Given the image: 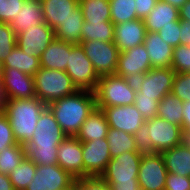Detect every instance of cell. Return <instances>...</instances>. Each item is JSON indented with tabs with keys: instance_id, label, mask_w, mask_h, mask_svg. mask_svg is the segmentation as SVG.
<instances>
[{
	"instance_id": "74e56055",
	"label": "cell",
	"mask_w": 190,
	"mask_h": 190,
	"mask_svg": "<svg viewBox=\"0 0 190 190\" xmlns=\"http://www.w3.org/2000/svg\"><path fill=\"white\" fill-rule=\"evenodd\" d=\"M16 35L9 23L0 22V61L2 62L16 45Z\"/></svg>"
},
{
	"instance_id": "3957f363",
	"label": "cell",
	"mask_w": 190,
	"mask_h": 190,
	"mask_svg": "<svg viewBox=\"0 0 190 190\" xmlns=\"http://www.w3.org/2000/svg\"><path fill=\"white\" fill-rule=\"evenodd\" d=\"M47 105L39 98L9 99L4 114L8 117L18 144L25 146L32 139L40 114Z\"/></svg>"
},
{
	"instance_id": "30bf717a",
	"label": "cell",
	"mask_w": 190,
	"mask_h": 190,
	"mask_svg": "<svg viewBox=\"0 0 190 190\" xmlns=\"http://www.w3.org/2000/svg\"><path fill=\"white\" fill-rule=\"evenodd\" d=\"M175 71L171 67L151 68L135 82L142 96L155 97L158 101L171 93Z\"/></svg>"
},
{
	"instance_id": "5bb4252c",
	"label": "cell",
	"mask_w": 190,
	"mask_h": 190,
	"mask_svg": "<svg viewBox=\"0 0 190 190\" xmlns=\"http://www.w3.org/2000/svg\"><path fill=\"white\" fill-rule=\"evenodd\" d=\"M145 121L149 125L148 131L152 140V153H162L182 143L183 132L181 126L159 117Z\"/></svg>"
},
{
	"instance_id": "603a6c76",
	"label": "cell",
	"mask_w": 190,
	"mask_h": 190,
	"mask_svg": "<svg viewBox=\"0 0 190 190\" xmlns=\"http://www.w3.org/2000/svg\"><path fill=\"white\" fill-rule=\"evenodd\" d=\"M44 22L55 29L60 22L72 16L79 0H41Z\"/></svg>"
},
{
	"instance_id": "ab89813d",
	"label": "cell",
	"mask_w": 190,
	"mask_h": 190,
	"mask_svg": "<svg viewBox=\"0 0 190 190\" xmlns=\"http://www.w3.org/2000/svg\"><path fill=\"white\" fill-rule=\"evenodd\" d=\"M26 0H0V22L9 23L15 19Z\"/></svg>"
},
{
	"instance_id": "9a60e30c",
	"label": "cell",
	"mask_w": 190,
	"mask_h": 190,
	"mask_svg": "<svg viewBox=\"0 0 190 190\" xmlns=\"http://www.w3.org/2000/svg\"><path fill=\"white\" fill-rule=\"evenodd\" d=\"M16 37V44L23 52L40 58L42 52L55 39V32L44 22L37 26L32 25Z\"/></svg>"
},
{
	"instance_id": "4316f807",
	"label": "cell",
	"mask_w": 190,
	"mask_h": 190,
	"mask_svg": "<svg viewBox=\"0 0 190 190\" xmlns=\"http://www.w3.org/2000/svg\"><path fill=\"white\" fill-rule=\"evenodd\" d=\"M83 22L84 17L80 5H78L73 9L72 16L63 22H60L54 29L55 38L70 44L80 45Z\"/></svg>"
},
{
	"instance_id": "816d5d0a",
	"label": "cell",
	"mask_w": 190,
	"mask_h": 190,
	"mask_svg": "<svg viewBox=\"0 0 190 190\" xmlns=\"http://www.w3.org/2000/svg\"><path fill=\"white\" fill-rule=\"evenodd\" d=\"M0 190H14L9 176L2 173H0Z\"/></svg>"
},
{
	"instance_id": "ba28073f",
	"label": "cell",
	"mask_w": 190,
	"mask_h": 190,
	"mask_svg": "<svg viewBox=\"0 0 190 190\" xmlns=\"http://www.w3.org/2000/svg\"><path fill=\"white\" fill-rule=\"evenodd\" d=\"M65 72L78 90L94 91L99 76L81 45H75L69 53Z\"/></svg>"
},
{
	"instance_id": "6da1fadb",
	"label": "cell",
	"mask_w": 190,
	"mask_h": 190,
	"mask_svg": "<svg viewBox=\"0 0 190 190\" xmlns=\"http://www.w3.org/2000/svg\"><path fill=\"white\" fill-rule=\"evenodd\" d=\"M32 139L25 147V156L36 165L57 164V149L66 135L51 110L40 114Z\"/></svg>"
},
{
	"instance_id": "5b68a950",
	"label": "cell",
	"mask_w": 190,
	"mask_h": 190,
	"mask_svg": "<svg viewBox=\"0 0 190 190\" xmlns=\"http://www.w3.org/2000/svg\"><path fill=\"white\" fill-rule=\"evenodd\" d=\"M33 77L36 97L46 105L78 91L71 77L62 70L41 67Z\"/></svg>"
},
{
	"instance_id": "cb8c5ba5",
	"label": "cell",
	"mask_w": 190,
	"mask_h": 190,
	"mask_svg": "<svg viewBox=\"0 0 190 190\" xmlns=\"http://www.w3.org/2000/svg\"><path fill=\"white\" fill-rule=\"evenodd\" d=\"M178 20H180L179 9L158 0L150 14L144 19V24L148 32H158L162 27L173 25Z\"/></svg>"
},
{
	"instance_id": "f1b7e54d",
	"label": "cell",
	"mask_w": 190,
	"mask_h": 190,
	"mask_svg": "<svg viewBox=\"0 0 190 190\" xmlns=\"http://www.w3.org/2000/svg\"><path fill=\"white\" fill-rule=\"evenodd\" d=\"M157 117L182 127L183 102L173 93L166 94L159 101Z\"/></svg>"
},
{
	"instance_id": "8d00e7d4",
	"label": "cell",
	"mask_w": 190,
	"mask_h": 190,
	"mask_svg": "<svg viewBox=\"0 0 190 190\" xmlns=\"http://www.w3.org/2000/svg\"><path fill=\"white\" fill-rule=\"evenodd\" d=\"M134 105L145 120L157 117L159 101L155 97L142 96L136 91Z\"/></svg>"
},
{
	"instance_id": "4fadbf2b",
	"label": "cell",
	"mask_w": 190,
	"mask_h": 190,
	"mask_svg": "<svg viewBox=\"0 0 190 190\" xmlns=\"http://www.w3.org/2000/svg\"><path fill=\"white\" fill-rule=\"evenodd\" d=\"M83 177H100L111 160L107 138L82 142Z\"/></svg>"
},
{
	"instance_id": "ffe728a7",
	"label": "cell",
	"mask_w": 190,
	"mask_h": 190,
	"mask_svg": "<svg viewBox=\"0 0 190 190\" xmlns=\"http://www.w3.org/2000/svg\"><path fill=\"white\" fill-rule=\"evenodd\" d=\"M152 68L171 67L174 48L165 42L158 32H148L144 40Z\"/></svg>"
},
{
	"instance_id": "d590c367",
	"label": "cell",
	"mask_w": 190,
	"mask_h": 190,
	"mask_svg": "<svg viewBox=\"0 0 190 190\" xmlns=\"http://www.w3.org/2000/svg\"><path fill=\"white\" fill-rule=\"evenodd\" d=\"M171 68L176 73L190 72V46L179 44L174 48Z\"/></svg>"
},
{
	"instance_id": "1f68e13d",
	"label": "cell",
	"mask_w": 190,
	"mask_h": 190,
	"mask_svg": "<svg viewBox=\"0 0 190 190\" xmlns=\"http://www.w3.org/2000/svg\"><path fill=\"white\" fill-rule=\"evenodd\" d=\"M107 141L111 158L127 151H137L134 135L109 127Z\"/></svg>"
},
{
	"instance_id": "8992f818",
	"label": "cell",
	"mask_w": 190,
	"mask_h": 190,
	"mask_svg": "<svg viewBox=\"0 0 190 190\" xmlns=\"http://www.w3.org/2000/svg\"><path fill=\"white\" fill-rule=\"evenodd\" d=\"M142 155L138 151H127L111 158L100 178L106 183H139Z\"/></svg>"
},
{
	"instance_id": "44dd1931",
	"label": "cell",
	"mask_w": 190,
	"mask_h": 190,
	"mask_svg": "<svg viewBox=\"0 0 190 190\" xmlns=\"http://www.w3.org/2000/svg\"><path fill=\"white\" fill-rule=\"evenodd\" d=\"M44 23L41 0H26L18 15L10 22V27L15 35L24 32L26 29Z\"/></svg>"
},
{
	"instance_id": "b9f144b4",
	"label": "cell",
	"mask_w": 190,
	"mask_h": 190,
	"mask_svg": "<svg viewBox=\"0 0 190 190\" xmlns=\"http://www.w3.org/2000/svg\"><path fill=\"white\" fill-rule=\"evenodd\" d=\"M17 144L8 117L4 113H0V151Z\"/></svg>"
},
{
	"instance_id": "7a4b0ae2",
	"label": "cell",
	"mask_w": 190,
	"mask_h": 190,
	"mask_svg": "<svg viewBox=\"0 0 190 190\" xmlns=\"http://www.w3.org/2000/svg\"><path fill=\"white\" fill-rule=\"evenodd\" d=\"M47 107L53 113L64 134L75 137L82 123L96 108L95 95L93 91L78 90L72 95L49 103Z\"/></svg>"
},
{
	"instance_id": "d6a6232c",
	"label": "cell",
	"mask_w": 190,
	"mask_h": 190,
	"mask_svg": "<svg viewBox=\"0 0 190 190\" xmlns=\"http://www.w3.org/2000/svg\"><path fill=\"white\" fill-rule=\"evenodd\" d=\"M36 169L37 165L25 157L8 175L14 190H25L35 176Z\"/></svg>"
},
{
	"instance_id": "11a10c76",
	"label": "cell",
	"mask_w": 190,
	"mask_h": 190,
	"mask_svg": "<svg viewBox=\"0 0 190 190\" xmlns=\"http://www.w3.org/2000/svg\"><path fill=\"white\" fill-rule=\"evenodd\" d=\"M182 143L190 148V132H183L182 134Z\"/></svg>"
},
{
	"instance_id": "60d3db41",
	"label": "cell",
	"mask_w": 190,
	"mask_h": 190,
	"mask_svg": "<svg viewBox=\"0 0 190 190\" xmlns=\"http://www.w3.org/2000/svg\"><path fill=\"white\" fill-rule=\"evenodd\" d=\"M148 129L149 125L145 121L141 128L133 134L137 151L142 154L152 153V140Z\"/></svg>"
},
{
	"instance_id": "f6af8a7d",
	"label": "cell",
	"mask_w": 190,
	"mask_h": 190,
	"mask_svg": "<svg viewBox=\"0 0 190 190\" xmlns=\"http://www.w3.org/2000/svg\"><path fill=\"white\" fill-rule=\"evenodd\" d=\"M164 190H190V178L168 173Z\"/></svg>"
},
{
	"instance_id": "83f0119b",
	"label": "cell",
	"mask_w": 190,
	"mask_h": 190,
	"mask_svg": "<svg viewBox=\"0 0 190 190\" xmlns=\"http://www.w3.org/2000/svg\"><path fill=\"white\" fill-rule=\"evenodd\" d=\"M2 66L3 68H15L31 76H34L41 68L40 58L26 54L17 44L11 53L2 61Z\"/></svg>"
},
{
	"instance_id": "681fc988",
	"label": "cell",
	"mask_w": 190,
	"mask_h": 190,
	"mask_svg": "<svg viewBox=\"0 0 190 190\" xmlns=\"http://www.w3.org/2000/svg\"><path fill=\"white\" fill-rule=\"evenodd\" d=\"M111 190H141L139 183H107Z\"/></svg>"
},
{
	"instance_id": "ee69618b",
	"label": "cell",
	"mask_w": 190,
	"mask_h": 190,
	"mask_svg": "<svg viewBox=\"0 0 190 190\" xmlns=\"http://www.w3.org/2000/svg\"><path fill=\"white\" fill-rule=\"evenodd\" d=\"M159 36L173 48L180 44V20L176 21L173 25L162 27L158 31Z\"/></svg>"
},
{
	"instance_id": "7c38bea8",
	"label": "cell",
	"mask_w": 190,
	"mask_h": 190,
	"mask_svg": "<svg viewBox=\"0 0 190 190\" xmlns=\"http://www.w3.org/2000/svg\"><path fill=\"white\" fill-rule=\"evenodd\" d=\"M152 68L148 52L144 44L119 53L116 75L128 81L136 82Z\"/></svg>"
},
{
	"instance_id": "8fae6325",
	"label": "cell",
	"mask_w": 190,
	"mask_h": 190,
	"mask_svg": "<svg viewBox=\"0 0 190 190\" xmlns=\"http://www.w3.org/2000/svg\"><path fill=\"white\" fill-rule=\"evenodd\" d=\"M168 171L161 153L143 154L138 173L141 190H164Z\"/></svg>"
},
{
	"instance_id": "d4e9b609",
	"label": "cell",
	"mask_w": 190,
	"mask_h": 190,
	"mask_svg": "<svg viewBox=\"0 0 190 190\" xmlns=\"http://www.w3.org/2000/svg\"><path fill=\"white\" fill-rule=\"evenodd\" d=\"M108 129L109 124L104 112L96 107L82 123L75 137L81 142L104 139L107 137Z\"/></svg>"
},
{
	"instance_id": "c3c4849f",
	"label": "cell",
	"mask_w": 190,
	"mask_h": 190,
	"mask_svg": "<svg viewBox=\"0 0 190 190\" xmlns=\"http://www.w3.org/2000/svg\"><path fill=\"white\" fill-rule=\"evenodd\" d=\"M182 132H190V101L183 102Z\"/></svg>"
},
{
	"instance_id": "277c9868",
	"label": "cell",
	"mask_w": 190,
	"mask_h": 190,
	"mask_svg": "<svg viewBox=\"0 0 190 190\" xmlns=\"http://www.w3.org/2000/svg\"><path fill=\"white\" fill-rule=\"evenodd\" d=\"M136 91L135 82L128 81L116 74L101 76L93 91L96 107L132 105L135 101Z\"/></svg>"
},
{
	"instance_id": "ac0fdd59",
	"label": "cell",
	"mask_w": 190,
	"mask_h": 190,
	"mask_svg": "<svg viewBox=\"0 0 190 190\" xmlns=\"http://www.w3.org/2000/svg\"><path fill=\"white\" fill-rule=\"evenodd\" d=\"M57 164L74 178L83 177L82 142L66 136L57 149Z\"/></svg>"
},
{
	"instance_id": "7bdbcfd3",
	"label": "cell",
	"mask_w": 190,
	"mask_h": 190,
	"mask_svg": "<svg viewBox=\"0 0 190 190\" xmlns=\"http://www.w3.org/2000/svg\"><path fill=\"white\" fill-rule=\"evenodd\" d=\"M76 190H111V187L100 177H79L75 179Z\"/></svg>"
},
{
	"instance_id": "f5cc1de1",
	"label": "cell",
	"mask_w": 190,
	"mask_h": 190,
	"mask_svg": "<svg viewBox=\"0 0 190 190\" xmlns=\"http://www.w3.org/2000/svg\"><path fill=\"white\" fill-rule=\"evenodd\" d=\"M6 101L7 98L3 87V81H0V113L4 112Z\"/></svg>"
},
{
	"instance_id": "f907efd6",
	"label": "cell",
	"mask_w": 190,
	"mask_h": 190,
	"mask_svg": "<svg viewBox=\"0 0 190 190\" xmlns=\"http://www.w3.org/2000/svg\"><path fill=\"white\" fill-rule=\"evenodd\" d=\"M179 16L181 21L190 22V0L185 2L183 6L179 9Z\"/></svg>"
},
{
	"instance_id": "f546056e",
	"label": "cell",
	"mask_w": 190,
	"mask_h": 190,
	"mask_svg": "<svg viewBox=\"0 0 190 190\" xmlns=\"http://www.w3.org/2000/svg\"><path fill=\"white\" fill-rule=\"evenodd\" d=\"M79 5L84 17V21H111L109 0H79Z\"/></svg>"
},
{
	"instance_id": "4dcf8cb0",
	"label": "cell",
	"mask_w": 190,
	"mask_h": 190,
	"mask_svg": "<svg viewBox=\"0 0 190 190\" xmlns=\"http://www.w3.org/2000/svg\"><path fill=\"white\" fill-rule=\"evenodd\" d=\"M115 25L112 21L83 22L81 41L100 40L102 42H114Z\"/></svg>"
},
{
	"instance_id": "d6986e66",
	"label": "cell",
	"mask_w": 190,
	"mask_h": 190,
	"mask_svg": "<svg viewBox=\"0 0 190 190\" xmlns=\"http://www.w3.org/2000/svg\"><path fill=\"white\" fill-rule=\"evenodd\" d=\"M147 30L144 20L135 19L115 25L114 44L120 52L144 43Z\"/></svg>"
},
{
	"instance_id": "9f6ffc18",
	"label": "cell",
	"mask_w": 190,
	"mask_h": 190,
	"mask_svg": "<svg viewBox=\"0 0 190 190\" xmlns=\"http://www.w3.org/2000/svg\"><path fill=\"white\" fill-rule=\"evenodd\" d=\"M0 81H3V66L1 61H0Z\"/></svg>"
},
{
	"instance_id": "f35d334b",
	"label": "cell",
	"mask_w": 190,
	"mask_h": 190,
	"mask_svg": "<svg viewBox=\"0 0 190 190\" xmlns=\"http://www.w3.org/2000/svg\"><path fill=\"white\" fill-rule=\"evenodd\" d=\"M171 93L181 102L190 101V72L175 73Z\"/></svg>"
},
{
	"instance_id": "7dc6e473",
	"label": "cell",
	"mask_w": 190,
	"mask_h": 190,
	"mask_svg": "<svg viewBox=\"0 0 190 190\" xmlns=\"http://www.w3.org/2000/svg\"><path fill=\"white\" fill-rule=\"evenodd\" d=\"M180 44L190 46V22L180 20Z\"/></svg>"
},
{
	"instance_id": "9c48e42d",
	"label": "cell",
	"mask_w": 190,
	"mask_h": 190,
	"mask_svg": "<svg viewBox=\"0 0 190 190\" xmlns=\"http://www.w3.org/2000/svg\"><path fill=\"white\" fill-rule=\"evenodd\" d=\"M75 179L58 164L37 165L35 176L25 190H70Z\"/></svg>"
},
{
	"instance_id": "e0dca14e",
	"label": "cell",
	"mask_w": 190,
	"mask_h": 190,
	"mask_svg": "<svg viewBox=\"0 0 190 190\" xmlns=\"http://www.w3.org/2000/svg\"><path fill=\"white\" fill-rule=\"evenodd\" d=\"M3 87L7 100L36 97L34 77L15 68H3Z\"/></svg>"
},
{
	"instance_id": "e575fe53",
	"label": "cell",
	"mask_w": 190,
	"mask_h": 190,
	"mask_svg": "<svg viewBox=\"0 0 190 190\" xmlns=\"http://www.w3.org/2000/svg\"><path fill=\"white\" fill-rule=\"evenodd\" d=\"M25 147L17 144L0 151V173L9 175L25 158Z\"/></svg>"
},
{
	"instance_id": "484cf974",
	"label": "cell",
	"mask_w": 190,
	"mask_h": 190,
	"mask_svg": "<svg viewBox=\"0 0 190 190\" xmlns=\"http://www.w3.org/2000/svg\"><path fill=\"white\" fill-rule=\"evenodd\" d=\"M165 167L168 173L190 178V148L183 143L163 151Z\"/></svg>"
},
{
	"instance_id": "7402d4cb",
	"label": "cell",
	"mask_w": 190,
	"mask_h": 190,
	"mask_svg": "<svg viewBox=\"0 0 190 190\" xmlns=\"http://www.w3.org/2000/svg\"><path fill=\"white\" fill-rule=\"evenodd\" d=\"M74 46V44L55 38L40 56L41 67L65 71L70 50Z\"/></svg>"
},
{
	"instance_id": "836d02e7",
	"label": "cell",
	"mask_w": 190,
	"mask_h": 190,
	"mask_svg": "<svg viewBox=\"0 0 190 190\" xmlns=\"http://www.w3.org/2000/svg\"><path fill=\"white\" fill-rule=\"evenodd\" d=\"M111 21L114 25L137 18L135 0H109Z\"/></svg>"
},
{
	"instance_id": "52a82bcc",
	"label": "cell",
	"mask_w": 190,
	"mask_h": 190,
	"mask_svg": "<svg viewBox=\"0 0 190 190\" xmlns=\"http://www.w3.org/2000/svg\"><path fill=\"white\" fill-rule=\"evenodd\" d=\"M80 45L99 77L116 74L119 49L114 42L81 41Z\"/></svg>"
},
{
	"instance_id": "bcb514c9",
	"label": "cell",
	"mask_w": 190,
	"mask_h": 190,
	"mask_svg": "<svg viewBox=\"0 0 190 190\" xmlns=\"http://www.w3.org/2000/svg\"><path fill=\"white\" fill-rule=\"evenodd\" d=\"M158 0H135L137 18L144 20L157 4Z\"/></svg>"
},
{
	"instance_id": "2e32d148",
	"label": "cell",
	"mask_w": 190,
	"mask_h": 190,
	"mask_svg": "<svg viewBox=\"0 0 190 190\" xmlns=\"http://www.w3.org/2000/svg\"><path fill=\"white\" fill-rule=\"evenodd\" d=\"M97 108L104 112L109 127L122 130L130 134H134L145 122V119L134 104Z\"/></svg>"
},
{
	"instance_id": "db71d44e",
	"label": "cell",
	"mask_w": 190,
	"mask_h": 190,
	"mask_svg": "<svg viewBox=\"0 0 190 190\" xmlns=\"http://www.w3.org/2000/svg\"><path fill=\"white\" fill-rule=\"evenodd\" d=\"M164 2H167L168 4L176 7L177 9H180L185 2L188 0H162Z\"/></svg>"
}]
</instances>
